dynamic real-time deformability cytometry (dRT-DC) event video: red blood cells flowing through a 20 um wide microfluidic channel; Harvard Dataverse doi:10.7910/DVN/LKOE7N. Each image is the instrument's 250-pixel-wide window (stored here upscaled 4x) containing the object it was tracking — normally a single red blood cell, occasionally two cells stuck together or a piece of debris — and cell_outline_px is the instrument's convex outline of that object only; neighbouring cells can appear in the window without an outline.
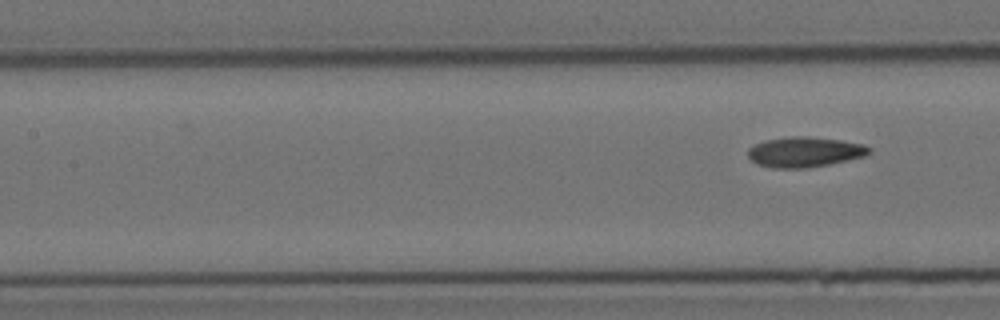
{"species": "Egyptian fruit bat (a non-hibernating species)", "species_latin": "Rousettus aegyptiacus", "temperature_condition": "cold", "stored_images_in_passage": 6, "segment_of_instrument_passage": [2, 2], "camera_frame_rate_fps": 3000, "um_per_image_px": 0.085, "animal": {"sex": "female"}, "frame": {"image": 1, "passage_image": 6, "time_ms": 6.333, "image_size_px": [1000, 320], "cell_outline_px": [[872, 152], [864, 156], [848, 160], [808, 168], [772, 168], [756, 164], [748, 156], [748, 148], [764, 140], [792, 136], [808, 136], [840, 140], [864, 144], [872, 148]], "centroid_in_image_um": [68.4, 12.92], "position_along_channel_um": 139.0, "area_um2": 21.44}}